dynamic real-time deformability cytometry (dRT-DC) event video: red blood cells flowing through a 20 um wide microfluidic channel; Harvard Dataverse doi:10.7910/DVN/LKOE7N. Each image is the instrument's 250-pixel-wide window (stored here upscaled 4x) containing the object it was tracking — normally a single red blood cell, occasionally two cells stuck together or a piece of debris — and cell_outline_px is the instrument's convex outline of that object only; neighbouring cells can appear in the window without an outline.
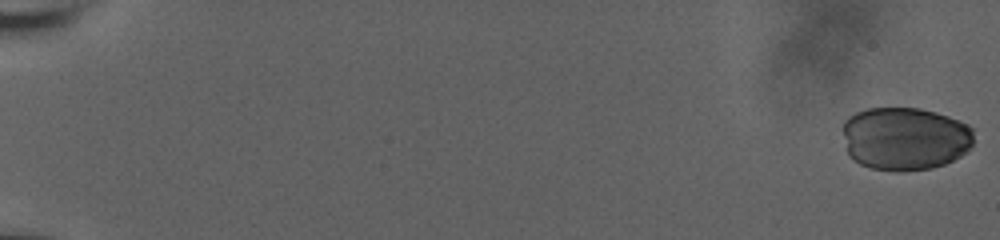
{"species": "human", "species_latin": "Homo sapiens", "temperature_condition": "room temperature", "stored_images_in_passage": 54, "camera_frame_rate_fps": 3000, "um_per_image_px": 0.085, "donor": {"sex": "male"}, "frame": {"image": 1, "passage_image": 1, "time_ms": 0.0, "image_size_px": [1000, 240], "cell_outline_px": [[972, 144], [968, 152], [944, 164], [932, 168], [900, 172], [896, 172], [872, 168], [860, 164], [852, 160], [848, 156], [844, 132], [844, 120], [848, 116], [856, 112], [868, 108], [920, 108], [936, 112], [948, 116], [968, 124], [972, 128]], "centroid_in_image_um": [76.92, 11.78], "position_along_channel_um": 8.1, "area_um2": 48.61}}
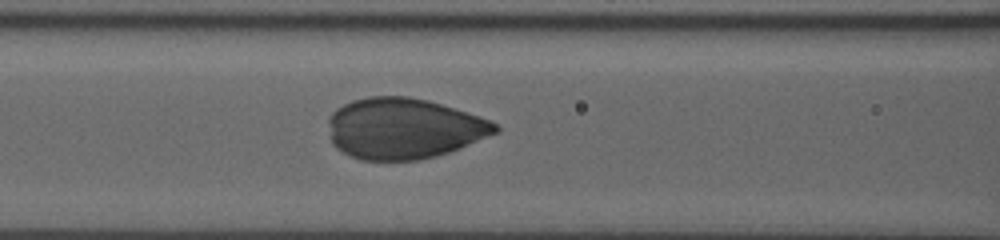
{"frame": {"image": 2, "passage_image": 29, "time_ms": 9.333, "image_size_px": [1000, 240], "cell_outline_px": [[500, 132], [460, 148], [436, 156], [420, 160], [360, 160], [348, 156], [336, 148], [332, 144], [328, 120], [332, 112], [336, 108], [352, 100], [368, 96], [408, 96], [428, 100], [480, 116], [496, 124], [500, 128]], "centroid_in_image_um": [34.31, 10.92], "position_along_channel_um": 132.3, "area_um2": 59.48}}
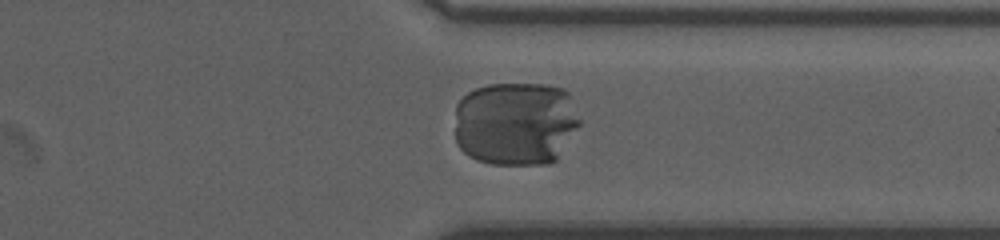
{"frame": {"image": 3, "passage_image": 48, "time_ms": 15.667, "image_size_px": [1000, 240], "cell_outline_px": [[580, 124], [556, 160], [548, 164], [492, 164], [476, 160], [468, 156], [456, 144], [456, 104], [468, 92], [476, 88], [488, 84], [544, 84], [564, 88], [568, 92], [580, 120]], "centroid_in_image_um": [43.82, 10.49], "position_along_channel_um": 367.6, "area_um2": 61.85}}